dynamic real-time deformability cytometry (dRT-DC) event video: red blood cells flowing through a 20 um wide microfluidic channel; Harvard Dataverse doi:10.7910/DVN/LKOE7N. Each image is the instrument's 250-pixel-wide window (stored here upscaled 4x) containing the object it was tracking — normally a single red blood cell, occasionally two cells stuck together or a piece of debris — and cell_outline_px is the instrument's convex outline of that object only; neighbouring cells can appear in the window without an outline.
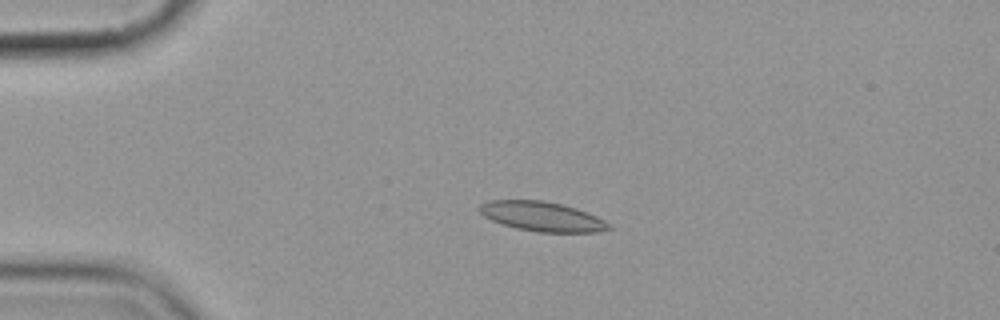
{"species": "common noctule bat (a hibernating species)", "species_latin": "Nyctalus noctula", "temperature_condition": "cold", "stored_images_in_passage": 2, "camera_frame_rate_fps": 3000, "um_per_image_px": 0.085, "animal": {"sex": "female", "body_mass_g": 19.9}, "frame": {"image": 1, "passage_image": 1, "time_ms": 0.0, "image_size_px": [1000, 320], "cell_outline_px": [[612, 228], [596, 232], [536, 232], [516, 228], [492, 220], [484, 216], [480, 212], [480, 204], [488, 200], [544, 200], [576, 208], [596, 216], [604, 220]], "centroid_in_image_um": [46.06, 18.39], "position_along_channel_um": 38.9, "area_um2": 22.08}}